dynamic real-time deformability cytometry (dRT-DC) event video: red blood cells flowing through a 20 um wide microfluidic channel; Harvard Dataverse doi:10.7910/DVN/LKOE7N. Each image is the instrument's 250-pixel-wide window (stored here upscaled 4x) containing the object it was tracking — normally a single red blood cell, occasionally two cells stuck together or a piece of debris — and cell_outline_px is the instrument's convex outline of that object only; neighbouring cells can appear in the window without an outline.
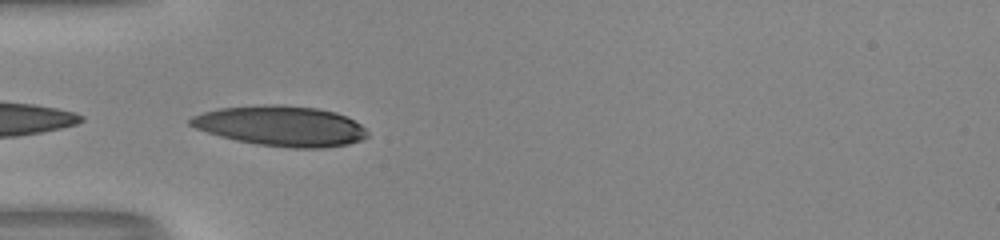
{"species": "human", "species_latin": "Homo sapiens", "temperature_condition": "room temperature", "stored_images_in_passage": 23, "camera_frame_rate_fps": 3000, "um_per_image_px": 0.085, "donor": {"sex": "male"}, "frame": {"image": 1, "passage_image": 1, "time_ms": 0.0, "image_size_px": [1000, 240], "cell_outline_px": [[368, 136], [364, 140], [348, 144], [324, 148], [292, 148], [256, 144], [236, 140], [220, 136], [196, 128], [188, 124], [188, 120], [192, 116], [204, 112], [220, 108], [264, 104], [276, 104], [316, 108], [336, 112], [360, 124], [368, 132]], "centroid_in_image_um": [23.89, 10.71], "position_along_channel_um": 61.1, "area_um2": 41.44}}